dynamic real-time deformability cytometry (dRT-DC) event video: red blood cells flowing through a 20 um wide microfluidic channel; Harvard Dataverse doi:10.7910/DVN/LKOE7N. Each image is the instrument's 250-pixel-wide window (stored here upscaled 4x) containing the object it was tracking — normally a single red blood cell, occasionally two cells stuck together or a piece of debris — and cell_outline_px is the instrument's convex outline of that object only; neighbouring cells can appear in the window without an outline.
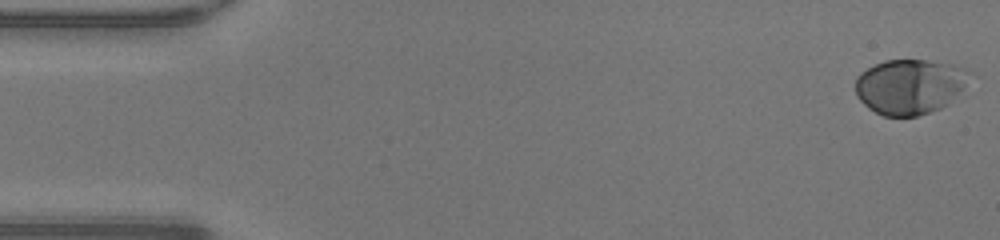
{"species": "human", "species_latin": "Homo sapiens", "temperature_condition": "warm", "stored_images_in_passage": 48, "camera_frame_rate_fps": 3000, "um_per_image_px": 0.085, "donor": {"sex": "male"}, "frame": {"image": 1, "passage_image": 1, "time_ms": 0.0, "image_size_px": [1000, 240], "cell_outline_px": [[972, 76], [948, 104], [940, 108], [916, 116], [884, 116], [868, 108], [856, 96], [856, 76], [860, 72], [884, 60], [924, 60], [956, 64], [972, 72]], "centroid_in_image_um": [77.33, 7.34], "position_along_channel_um": 7.7, "area_um2": 36.65}}
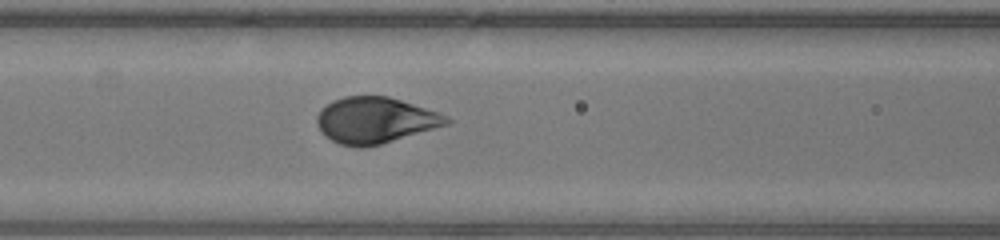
{"frame": {"image": 2, "passage_image": 20, "time_ms": 6.333, "image_size_px": [1000, 240], "cell_outline_px": [[452, 120], [448, 124], [380, 144], [360, 148], [340, 144], [332, 140], [316, 124], [316, 116], [320, 108], [332, 100], [344, 96], [388, 96], [448, 116]], "centroid_in_image_um": [31.85, 10.21], "position_along_channel_um": 134.8, "area_um2": 34.39}}
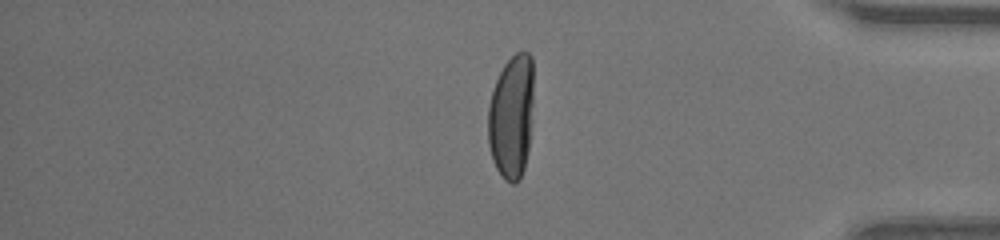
{"frame": {"image": 3, "passage_image": 40, "time_ms": 13.0, "image_size_px": [1000, 240], "cell_outline_px": [[532, 104], [528, 148], [524, 168], [520, 176], [512, 184], [504, 180], [496, 168], [492, 160], [488, 144], [488, 108], [492, 92], [496, 80], [504, 64], [516, 52], [528, 52], [532, 56]], "centroid_in_image_um": [43.45, 9.9], "position_along_channel_um": 391.8, "area_um2": 32.66}, "authors_computed_cell_mechanics": {"area_um2": 35.5759, "velocity_mm_per_s": 4.2708, "shape_relaxation_time_tau1_ms": 2.4453, "shape_relaxation_time_tau2_ms": null, "deformation_change_tau1": 0.1906, "deformation_change_tau2": null}}